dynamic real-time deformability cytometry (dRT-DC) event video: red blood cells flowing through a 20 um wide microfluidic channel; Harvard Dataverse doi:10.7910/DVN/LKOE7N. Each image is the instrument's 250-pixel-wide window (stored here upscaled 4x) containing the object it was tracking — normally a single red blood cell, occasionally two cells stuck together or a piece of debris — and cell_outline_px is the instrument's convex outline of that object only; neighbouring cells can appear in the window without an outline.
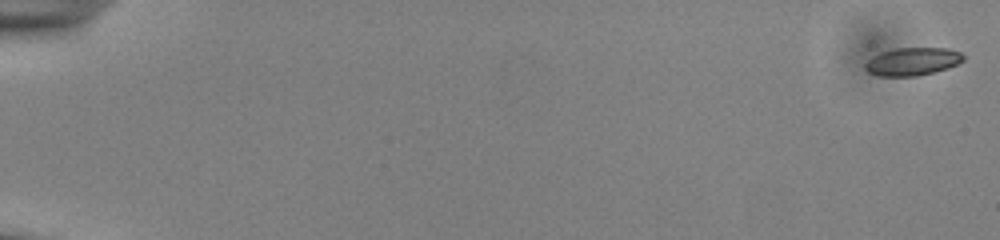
{"species": "common noctule bat (a hibernating species)", "species_latin": "Nyctalus noctula", "temperature_condition": "cold", "stored_images_in_passage": 55, "camera_frame_rate_fps": 3000, "um_per_image_px": 0.085, "animal": {"sex": "male", "body_mass_g": 13.0, "forearm_length_mm": 53.1}, "frame": {"image": 1, "passage_image": 1, "time_ms": 0.0, "image_size_px": [1000, 240], "cell_outline_px": [[964, 60], [948, 68], [936, 72], [916, 76], [880, 76], [868, 72], [864, 68], [864, 64], [872, 56], [880, 52], [896, 48], [948, 48], [960, 52], [964, 56]], "centroid_in_image_um": [77.55, 5.23], "position_along_channel_um": 7.5, "area_um2": 16.07}}
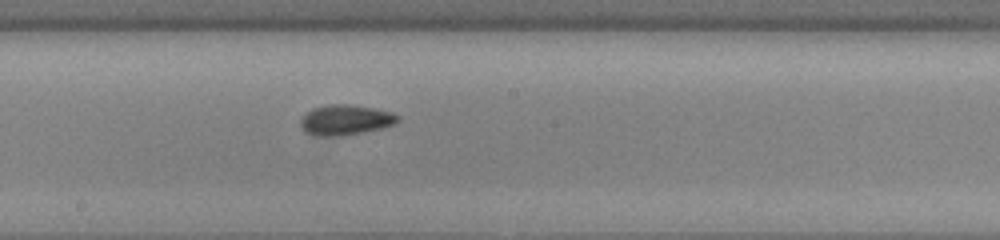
{"frame": {"image": 2, "passage_image": 32, "time_ms": 10.333, "image_size_px": [1000, 240], "cell_outline_px": [[400, 120], [396, 124], [380, 128], [344, 136], [316, 136], [304, 132], [300, 128], [300, 120], [312, 108], [332, 104], [344, 104], [372, 108], [392, 112], [400, 116]], "centroid_in_image_um": [29.36, 10.21], "position_along_channel_um": 218.8, "area_um2": 17.17}}
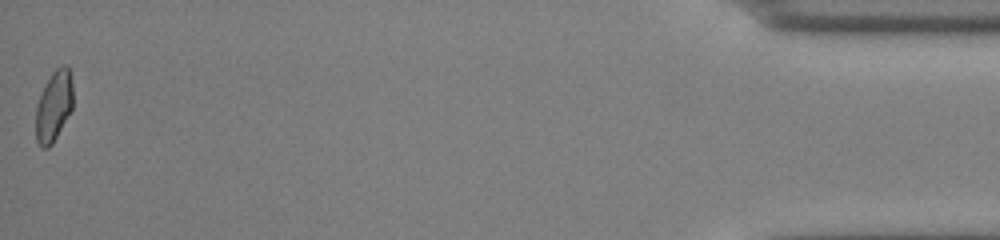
{"frame": {"image": 3, "passage_image": 55, "time_ms": 18.0, "image_size_px": [1000, 240], "cell_outline_px": [[72, 108], [52, 144], [48, 148], [40, 148], [36, 140], [36, 108], [40, 96], [52, 72], [60, 64], [68, 64], [72, 80]], "centroid_in_image_um": [4.58, 9.0], "position_along_channel_um": 430.6, "area_um2": 15.2}, "authors_computed_cell_mechanics": {"area_um2": 15.9528, "velocity_mm_per_s": 3.8757, "shape_relaxation_time_tau1_ms": 3.2161, "shape_relaxation_time_tau2_ms": 1.4218, "deformation_change_tau1": 0.0883, "deformation_change_tau2": 0.0597}}